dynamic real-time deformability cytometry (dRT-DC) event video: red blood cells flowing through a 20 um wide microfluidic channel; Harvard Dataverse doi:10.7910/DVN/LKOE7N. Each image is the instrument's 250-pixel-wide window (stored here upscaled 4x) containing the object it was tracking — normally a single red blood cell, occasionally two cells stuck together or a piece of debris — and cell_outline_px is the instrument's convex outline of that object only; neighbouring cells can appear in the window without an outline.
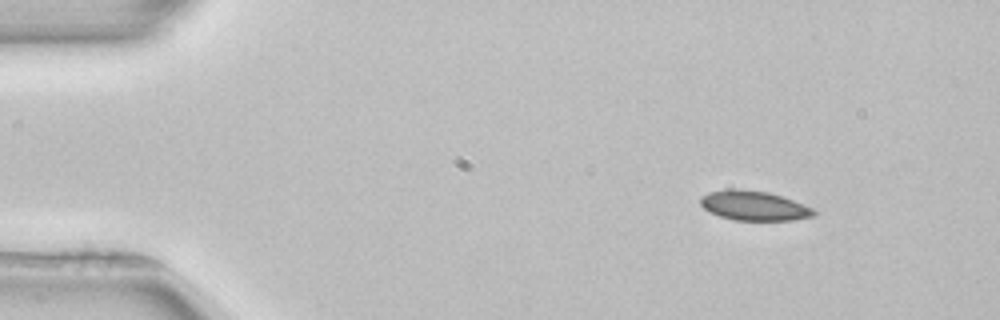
{"species": "common noctule bat (a hibernating species)", "species_latin": "Nyctalus noctula", "temperature_condition": "room temperature", "stored_images_in_passage": 47, "camera_frame_rate_fps": 3000, "um_per_image_px": 0.085, "animal": {"sex": "female", "body_mass_g": 22.7, "forearm_length_mm": 54.2}, "frame": {"image": 1, "passage_image": 1, "time_ms": 0.0, "image_size_px": [1000, 320], "cell_outline_px": [[816, 216], [792, 220], [732, 220], [708, 212], [700, 204], [700, 196], [712, 192], [728, 188], [732, 188], [768, 192], [792, 200], [812, 208], [816, 212]], "centroid_in_image_um": [64.06, 17.49], "position_along_channel_um": 20.9, "area_um2": 19.48}}
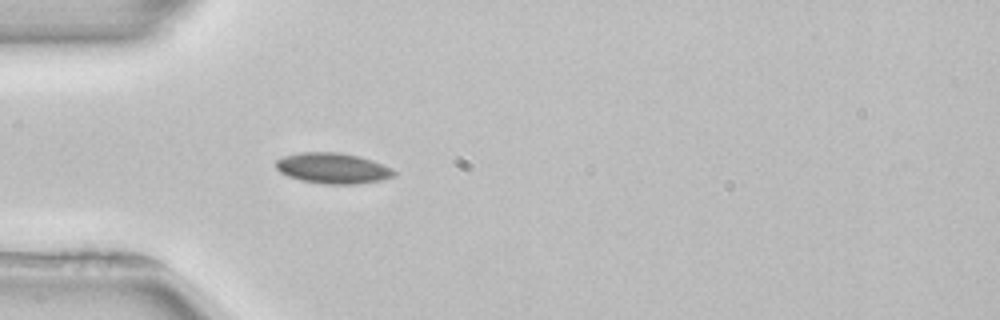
{"frame": {"image": 2, "passage_image": 10, "time_ms": 3.0, "image_size_px": [1000, 320], "cell_outline_px": [[396, 176], [380, 180], [356, 184], [324, 184], [300, 180], [288, 176], [280, 172], [276, 168], [276, 160], [284, 156], [300, 152], [340, 152], [360, 156], [372, 160], [392, 168], [396, 172]], "centroid_in_image_um": [28.3, 14.29], "position_along_channel_um": 56.7, "area_um2": 21.21}}
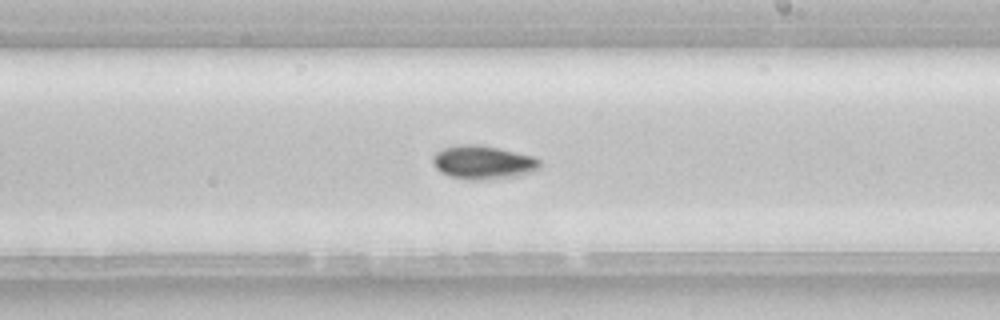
{"frame": {"image": 3, "passage_image": 25, "time_ms": 8.0, "image_size_px": [1000, 320], "cell_outline_px": [[540, 168], [532, 172], [512, 176], [480, 180], [472, 180], [452, 176], [440, 172], [432, 164], [432, 156], [436, 152], [444, 148], [460, 144], [476, 144], [500, 148], [532, 156], [540, 160]], "centroid_in_image_um": [41.03, 13.79], "position_along_channel_um": 248.0, "area_um2": 20.81}, "authors_computed_cell_mechanics": {"area_um2": 19.8254, "velocity_mm_per_s": 3.9363, "shape_relaxation_time_tau1_ms": 2.1636, "shape_relaxation_time_tau2_ms": null, "deformation_change_tau1": 0.0636, "deformation_change_tau2": null}}